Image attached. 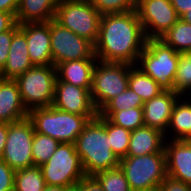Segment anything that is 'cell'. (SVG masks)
I'll return each instance as SVG.
<instances>
[{"label": "cell", "instance_id": "obj_1", "mask_svg": "<svg viewBox=\"0 0 191 191\" xmlns=\"http://www.w3.org/2000/svg\"><path fill=\"white\" fill-rule=\"evenodd\" d=\"M146 40L136 10L101 15L95 56L100 61L136 65Z\"/></svg>", "mask_w": 191, "mask_h": 191}, {"label": "cell", "instance_id": "obj_2", "mask_svg": "<svg viewBox=\"0 0 191 191\" xmlns=\"http://www.w3.org/2000/svg\"><path fill=\"white\" fill-rule=\"evenodd\" d=\"M74 145L86 176L113 169L120 164V159L111 150L105 117L97 115L95 119L89 120Z\"/></svg>", "mask_w": 191, "mask_h": 191}, {"label": "cell", "instance_id": "obj_3", "mask_svg": "<svg viewBox=\"0 0 191 191\" xmlns=\"http://www.w3.org/2000/svg\"><path fill=\"white\" fill-rule=\"evenodd\" d=\"M28 118L34 131L48 135L60 143H75L89 118L85 115L61 111L53 106L29 110Z\"/></svg>", "mask_w": 191, "mask_h": 191}, {"label": "cell", "instance_id": "obj_4", "mask_svg": "<svg viewBox=\"0 0 191 191\" xmlns=\"http://www.w3.org/2000/svg\"><path fill=\"white\" fill-rule=\"evenodd\" d=\"M179 54L160 39H147L136 66L155 80L164 91H173Z\"/></svg>", "mask_w": 191, "mask_h": 191}, {"label": "cell", "instance_id": "obj_5", "mask_svg": "<svg viewBox=\"0 0 191 191\" xmlns=\"http://www.w3.org/2000/svg\"><path fill=\"white\" fill-rule=\"evenodd\" d=\"M119 166L132 191H156L167 177L165 153L126 156L120 159Z\"/></svg>", "mask_w": 191, "mask_h": 191}, {"label": "cell", "instance_id": "obj_6", "mask_svg": "<svg viewBox=\"0 0 191 191\" xmlns=\"http://www.w3.org/2000/svg\"><path fill=\"white\" fill-rule=\"evenodd\" d=\"M15 80L22 102L28 111L52 106L57 80L56 66H32Z\"/></svg>", "mask_w": 191, "mask_h": 191}, {"label": "cell", "instance_id": "obj_7", "mask_svg": "<svg viewBox=\"0 0 191 191\" xmlns=\"http://www.w3.org/2000/svg\"><path fill=\"white\" fill-rule=\"evenodd\" d=\"M101 14L89 0H60L54 20L93 44L98 39Z\"/></svg>", "mask_w": 191, "mask_h": 191}, {"label": "cell", "instance_id": "obj_8", "mask_svg": "<svg viewBox=\"0 0 191 191\" xmlns=\"http://www.w3.org/2000/svg\"><path fill=\"white\" fill-rule=\"evenodd\" d=\"M132 64L97 60L93 70L91 98L97 111L128 88Z\"/></svg>", "mask_w": 191, "mask_h": 191}, {"label": "cell", "instance_id": "obj_9", "mask_svg": "<svg viewBox=\"0 0 191 191\" xmlns=\"http://www.w3.org/2000/svg\"><path fill=\"white\" fill-rule=\"evenodd\" d=\"M40 168L46 185L70 188L86 177L73 143L61 142L49 160Z\"/></svg>", "mask_w": 191, "mask_h": 191}, {"label": "cell", "instance_id": "obj_10", "mask_svg": "<svg viewBox=\"0 0 191 191\" xmlns=\"http://www.w3.org/2000/svg\"><path fill=\"white\" fill-rule=\"evenodd\" d=\"M34 127L28 117L8 123V134L2 161L14 171L34 166L32 157V141Z\"/></svg>", "mask_w": 191, "mask_h": 191}, {"label": "cell", "instance_id": "obj_11", "mask_svg": "<svg viewBox=\"0 0 191 191\" xmlns=\"http://www.w3.org/2000/svg\"><path fill=\"white\" fill-rule=\"evenodd\" d=\"M50 44L54 66L73 60L97 59L92 42L62 27L54 19L50 21Z\"/></svg>", "mask_w": 191, "mask_h": 191}, {"label": "cell", "instance_id": "obj_12", "mask_svg": "<svg viewBox=\"0 0 191 191\" xmlns=\"http://www.w3.org/2000/svg\"><path fill=\"white\" fill-rule=\"evenodd\" d=\"M135 10L146 39H160L180 19L171 0H136Z\"/></svg>", "mask_w": 191, "mask_h": 191}, {"label": "cell", "instance_id": "obj_13", "mask_svg": "<svg viewBox=\"0 0 191 191\" xmlns=\"http://www.w3.org/2000/svg\"><path fill=\"white\" fill-rule=\"evenodd\" d=\"M52 106L61 111L85 115L90 120L98 115L90 91L62 81L55 83Z\"/></svg>", "mask_w": 191, "mask_h": 191}, {"label": "cell", "instance_id": "obj_14", "mask_svg": "<svg viewBox=\"0 0 191 191\" xmlns=\"http://www.w3.org/2000/svg\"><path fill=\"white\" fill-rule=\"evenodd\" d=\"M25 34L28 53L34 66L54 65L50 44V21L44 23L19 24Z\"/></svg>", "mask_w": 191, "mask_h": 191}, {"label": "cell", "instance_id": "obj_15", "mask_svg": "<svg viewBox=\"0 0 191 191\" xmlns=\"http://www.w3.org/2000/svg\"><path fill=\"white\" fill-rule=\"evenodd\" d=\"M167 176L191 185V140H165Z\"/></svg>", "mask_w": 191, "mask_h": 191}, {"label": "cell", "instance_id": "obj_16", "mask_svg": "<svg viewBox=\"0 0 191 191\" xmlns=\"http://www.w3.org/2000/svg\"><path fill=\"white\" fill-rule=\"evenodd\" d=\"M179 97L180 95L174 91H163L144 102L142 107L144 125L160 130L165 134L174 105Z\"/></svg>", "mask_w": 191, "mask_h": 191}, {"label": "cell", "instance_id": "obj_17", "mask_svg": "<svg viewBox=\"0 0 191 191\" xmlns=\"http://www.w3.org/2000/svg\"><path fill=\"white\" fill-rule=\"evenodd\" d=\"M18 83L15 79H4L0 84V122L13 123L28 117Z\"/></svg>", "mask_w": 191, "mask_h": 191}, {"label": "cell", "instance_id": "obj_18", "mask_svg": "<svg viewBox=\"0 0 191 191\" xmlns=\"http://www.w3.org/2000/svg\"><path fill=\"white\" fill-rule=\"evenodd\" d=\"M32 66L34 65L29 57L26 36L18 29L12 36L8 59L5 66L0 71V75L4 79H16Z\"/></svg>", "mask_w": 191, "mask_h": 191}, {"label": "cell", "instance_id": "obj_19", "mask_svg": "<svg viewBox=\"0 0 191 191\" xmlns=\"http://www.w3.org/2000/svg\"><path fill=\"white\" fill-rule=\"evenodd\" d=\"M98 59H81L56 65L57 80L91 91L93 70Z\"/></svg>", "mask_w": 191, "mask_h": 191}, {"label": "cell", "instance_id": "obj_20", "mask_svg": "<svg viewBox=\"0 0 191 191\" xmlns=\"http://www.w3.org/2000/svg\"><path fill=\"white\" fill-rule=\"evenodd\" d=\"M164 133L149 126L131 131L127 156H142L152 153H165Z\"/></svg>", "mask_w": 191, "mask_h": 191}, {"label": "cell", "instance_id": "obj_21", "mask_svg": "<svg viewBox=\"0 0 191 191\" xmlns=\"http://www.w3.org/2000/svg\"><path fill=\"white\" fill-rule=\"evenodd\" d=\"M165 140H191V96H180L170 116Z\"/></svg>", "mask_w": 191, "mask_h": 191}, {"label": "cell", "instance_id": "obj_22", "mask_svg": "<svg viewBox=\"0 0 191 191\" xmlns=\"http://www.w3.org/2000/svg\"><path fill=\"white\" fill-rule=\"evenodd\" d=\"M60 0H19L15 20L18 24L44 23L55 18Z\"/></svg>", "mask_w": 191, "mask_h": 191}, {"label": "cell", "instance_id": "obj_23", "mask_svg": "<svg viewBox=\"0 0 191 191\" xmlns=\"http://www.w3.org/2000/svg\"><path fill=\"white\" fill-rule=\"evenodd\" d=\"M128 87L136 92L142 98L143 102L150 100L164 91L155 80L145 74L136 65L130 68Z\"/></svg>", "mask_w": 191, "mask_h": 191}, {"label": "cell", "instance_id": "obj_24", "mask_svg": "<svg viewBox=\"0 0 191 191\" xmlns=\"http://www.w3.org/2000/svg\"><path fill=\"white\" fill-rule=\"evenodd\" d=\"M160 40L178 53L191 52V24L179 19Z\"/></svg>", "mask_w": 191, "mask_h": 191}, {"label": "cell", "instance_id": "obj_25", "mask_svg": "<svg viewBox=\"0 0 191 191\" xmlns=\"http://www.w3.org/2000/svg\"><path fill=\"white\" fill-rule=\"evenodd\" d=\"M46 186L41 168L30 166L15 171L14 191H43Z\"/></svg>", "mask_w": 191, "mask_h": 191}, {"label": "cell", "instance_id": "obj_26", "mask_svg": "<svg viewBox=\"0 0 191 191\" xmlns=\"http://www.w3.org/2000/svg\"><path fill=\"white\" fill-rule=\"evenodd\" d=\"M98 115L108 118L113 124L133 131L144 126L143 108H129L121 111H98Z\"/></svg>", "mask_w": 191, "mask_h": 191}, {"label": "cell", "instance_id": "obj_27", "mask_svg": "<svg viewBox=\"0 0 191 191\" xmlns=\"http://www.w3.org/2000/svg\"><path fill=\"white\" fill-rule=\"evenodd\" d=\"M60 142L48 135L34 133L32 141V157L35 166L45 164L53 155Z\"/></svg>", "mask_w": 191, "mask_h": 191}, {"label": "cell", "instance_id": "obj_28", "mask_svg": "<svg viewBox=\"0 0 191 191\" xmlns=\"http://www.w3.org/2000/svg\"><path fill=\"white\" fill-rule=\"evenodd\" d=\"M105 128L107 136L109 137L111 150L119 159L126 157L131 131L113 124L108 118H105Z\"/></svg>", "mask_w": 191, "mask_h": 191}, {"label": "cell", "instance_id": "obj_29", "mask_svg": "<svg viewBox=\"0 0 191 191\" xmlns=\"http://www.w3.org/2000/svg\"><path fill=\"white\" fill-rule=\"evenodd\" d=\"M92 177L104 191H132L120 166L100 171Z\"/></svg>", "mask_w": 191, "mask_h": 191}, {"label": "cell", "instance_id": "obj_30", "mask_svg": "<svg viewBox=\"0 0 191 191\" xmlns=\"http://www.w3.org/2000/svg\"><path fill=\"white\" fill-rule=\"evenodd\" d=\"M173 91L180 96H191V52L179 54Z\"/></svg>", "mask_w": 191, "mask_h": 191}, {"label": "cell", "instance_id": "obj_31", "mask_svg": "<svg viewBox=\"0 0 191 191\" xmlns=\"http://www.w3.org/2000/svg\"><path fill=\"white\" fill-rule=\"evenodd\" d=\"M142 98L128 87L113 99L109 100L99 111H121L129 108L143 107Z\"/></svg>", "mask_w": 191, "mask_h": 191}, {"label": "cell", "instance_id": "obj_32", "mask_svg": "<svg viewBox=\"0 0 191 191\" xmlns=\"http://www.w3.org/2000/svg\"><path fill=\"white\" fill-rule=\"evenodd\" d=\"M93 7L101 14H114L134 11L136 0H89Z\"/></svg>", "mask_w": 191, "mask_h": 191}, {"label": "cell", "instance_id": "obj_33", "mask_svg": "<svg viewBox=\"0 0 191 191\" xmlns=\"http://www.w3.org/2000/svg\"><path fill=\"white\" fill-rule=\"evenodd\" d=\"M19 29V24L16 23L10 30L0 34V71L5 66L8 59V52L12 42L13 34Z\"/></svg>", "mask_w": 191, "mask_h": 191}, {"label": "cell", "instance_id": "obj_34", "mask_svg": "<svg viewBox=\"0 0 191 191\" xmlns=\"http://www.w3.org/2000/svg\"><path fill=\"white\" fill-rule=\"evenodd\" d=\"M14 173L11 167L0 160V191H14Z\"/></svg>", "mask_w": 191, "mask_h": 191}, {"label": "cell", "instance_id": "obj_35", "mask_svg": "<svg viewBox=\"0 0 191 191\" xmlns=\"http://www.w3.org/2000/svg\"><path fill=\"white\" fill-rule=\"evenodd\" d=\"M156 191H191V185L167 176Z\"/></svg>", "mask_w": 191, "mask_h": 191}, {"label": "cell", "instance_id": "obj_36", "mask_svg": "<svg viewBox=\"0 0 191 191\" xmlns=\"http://www.w3.org/2000/svg\"><path fill=\"white\" fill-rule=\"evenodd\" d=\"M75 186L79 189V191H104L92 176L84 177Z\"/></svg>", "mask_w": 191, "mask_h": 191}, {"label": "cell", "instance_id": "obj_37", "mask_svg": "<svg viewBox=\"0 0 191 191\" xmlns=\"http://www.w3.org/2000/svg\"><path fill=\"white\" fill-rule=\"evenodd\" d=\"M16 23L12 14L0 11V34L10 30Z\"/></svg>", "mask_w": 191, "mask_h": 191}, {"label": "cell", "instance_id": "obj_38", "mask_svg": "<svg viewBox=\"0 0 191 191\" xmlns=\"http://www.w3.org/2000/svg\"><path fill=\"white\" fill-rule=\"evenodd\" d=\"M19 0H0V11L10 13L15 17Z\"/></svg>", "mask_w": 191, "mask_h": 191}, {"label": "cell", "instance_id": "obj_39", "mask_svg": "<svg viewBox=\"0 0 191 191\" xmlns=\"http://www.w3.org/2000/svg\"><path fill=\"white\" fill-rule=\"evenodd\" d=\"M171 3L179 17L191 8V0H171Z\"/></svg>", "mask_w": 191, "mask_h": 191}, {"label": "cell", "instance_id": "obj_40", "mask_svg": "<svg viewBox=\"0 0 191 191\" xmlns=\"http://www.w3.org/2000/svg\"><path fill=\"white\" fill-rule=\"evenodd\" d=\"M7 134H8V123L0 122V160H2Z\"/></svg>", "mask_w": 191, "mask_h": 191}, {"label": "cell", "instance_id": "obj_41", "mask_svg": "<svg viewBox=\"0 0 191 191\" xmlns=\"http://www.w3.org/2000/svg\"><path fill=\"white\" fill-rule=\"evenodd\" d=\"M69 187L56 186V185H46L43 191H67Z\"/></svg>", "mask_w": 191, "mask_h": 191}, {"label": "cell", "instance_id": "obj_42", "mask_svg": "<svg viewBox=\"0 0 191 191\" xmlns=\"http://www.w3.org/2000/svg\"><path fill=\"white\" fill-rule=\"evenodd\" d=\"M180 19L186 23L191 24V8L184 15H182Z\"/></svg>", "mask_w": 191, "mask_h": 191}, {"label": "cell", "instance_id": "obj_43", "mask_svg": "<svg viewBox=\"0 0 191 191\" xmlns=\"http://www.w3.org/2000/svg\"><path fill=\"white\" fill-rule=\"evenodd\" d=\"M67 191H79V189L76 186H73L68 188Z\"/></svg>", "mask_w": 191, "mask_h": 191}, {"label": "cell", "instance_id": "obj_44", "mask_svg": "<svg viewBox=\"0 0 191 191\" xmlns=\"http://www.w3.org/2000/svg\"><path fill=\"white\" fill-rule=\"evenodd\" d=\"M4 80V78L0 75V84Z\"/></svg>", "mask_w": 191, "mask_h": 191}]
</instances>
